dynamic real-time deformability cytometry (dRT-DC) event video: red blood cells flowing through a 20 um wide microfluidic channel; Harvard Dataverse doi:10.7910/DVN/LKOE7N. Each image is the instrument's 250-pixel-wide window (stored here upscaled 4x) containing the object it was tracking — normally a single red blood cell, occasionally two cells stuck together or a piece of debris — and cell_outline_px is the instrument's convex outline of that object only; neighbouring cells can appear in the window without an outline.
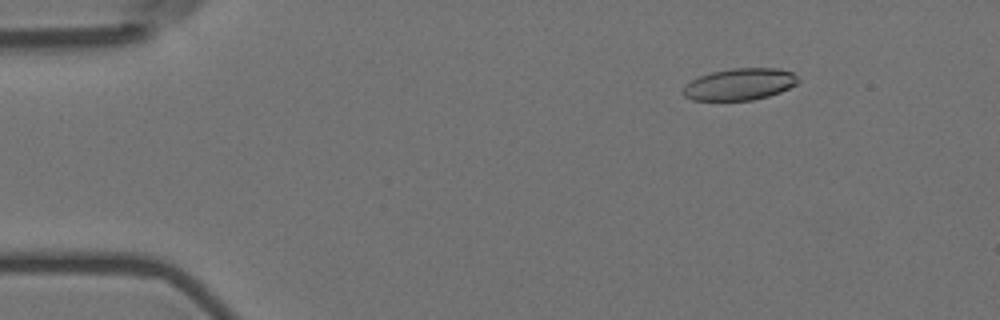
{"species": "Egyptian fruit bat (a non-hibernating species)", "species_latin": "Rousettus aegyptiacus", "temperature_condition": "room temperature", "stored_images_in_passage": 18, "camera_frame_rate_fps": 3000, "um_per_image_px": 0.085, "animal": {"sex": "female"}, "frame": {"image": 1, "passage_image": 8, "time_ms": 2.333, "image_size_px": [1000, 320], "cell_outline_px": [[800, 80], [796, 84], [780, 92], [768, 96], [752, 100], [692, 100], [684, 96], [680, 92], [692, 80], [700, 76], [712, 72], [732, 68], [776, 68], [792, 72]], "centroid_in_image_um": [62.87, 7.16], "position_along_channel_um": 22.1, "area_um2": 21.15}}